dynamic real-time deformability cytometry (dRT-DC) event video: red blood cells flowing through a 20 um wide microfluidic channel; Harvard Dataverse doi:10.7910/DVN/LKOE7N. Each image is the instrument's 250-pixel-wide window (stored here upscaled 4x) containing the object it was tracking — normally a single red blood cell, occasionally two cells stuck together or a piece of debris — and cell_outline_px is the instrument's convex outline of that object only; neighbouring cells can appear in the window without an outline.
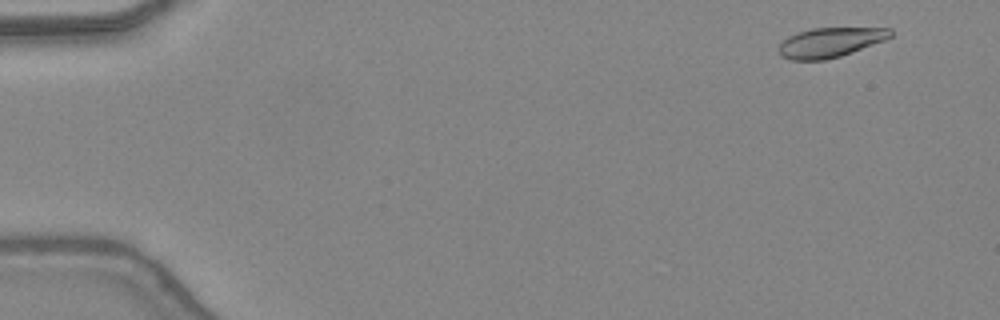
{"species": "common noctule bat (a hibernating species)", "species_latin": "Nyctalus noctula", "temperature_condition": "warm", "stored_images_in_passage": 47, "camera_frame_rate_fps": 3000, "um_per_image_px": 0.085, "animal": {"sex": "female", "body_mass_g": 24.6, "forearm_length_mm": 56.2}, "frame": {"image": 1, "passage_image": 3, "time_ms": 0.667, "image_size_px": [1000, 320], "cell_outline_px": [[892, 36], [884, 40], [852, 52], [840, 56], [824, 60], [792, 60], [780, 56], [776, 48], [788, 36], [812, 28], [892, 28]], "centroid_in_image_um": [70.53, 3.61], "position_along_channel_um": 14.5, "area_um2": 19.25}}
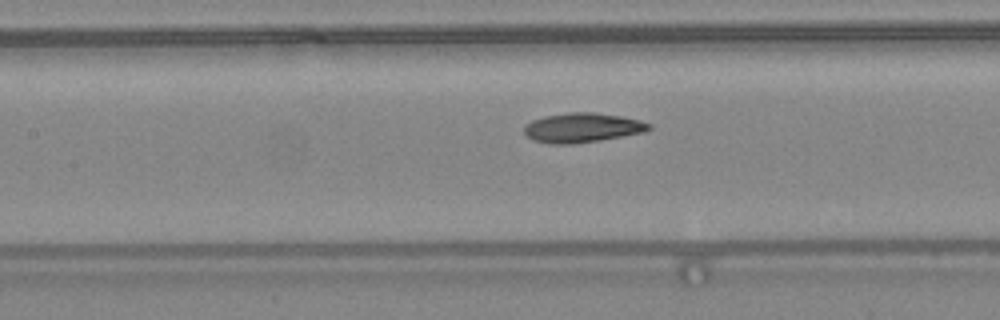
{"frame": {"image": 2, "passage_image": 22, "time_ms": 7.0, "image_size_px": [1000, 320], "cell_outline_px": [[652, 128], [644, 132], [600, 140], [572, 144], [548, 144], [532, 140], [524, 132], [524, 124], [532, 120], [544, 116], [568, 112], [592, 112], [620, 116], [640, 120], [652, 124]], "centroid_in_image_um": [49.47, 10.85], "position_along_channel_um": 157.9, "area_um2": 21.56}}
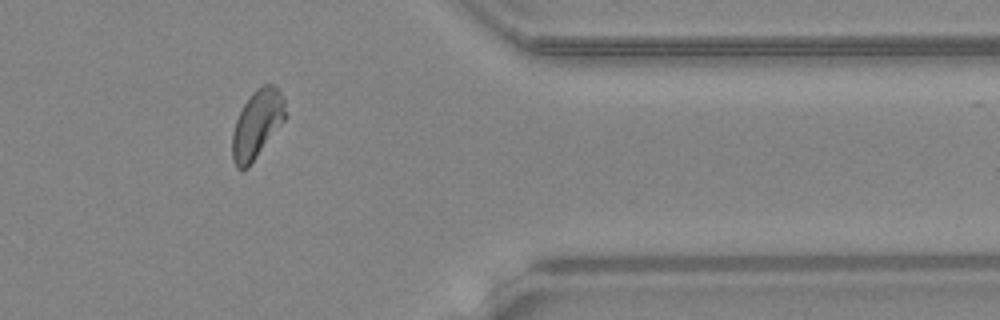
{"frame": {"image": 3, "passage_image": 39, "time_ms": 12.667, "image_size_px": [1000, 320], "cell_outline_px": [[288, 116], [248, 168], [236, 168], [232, 160], [232, 132], [236, 120], [244, 104], [252, 92], [256, 88], [264, 84], [276, 84], [284, 96]], "centroid_in_image_um": [21.88, 10.52], "position_along_channel_um": 389.5, "area_um2": 21.44}, "authors_computed_cell_mechanics": {"area_um2": 20.8658, "velocity_mm_per_s": 4.3935, "shape_relaxation_time_tau1_ms": 6.0825, "shape_relaxation_time_tau2_ms": 1.7947, "deformation_change_tau1": 0.1819, "deformation_change_tau2": 0.0717}}